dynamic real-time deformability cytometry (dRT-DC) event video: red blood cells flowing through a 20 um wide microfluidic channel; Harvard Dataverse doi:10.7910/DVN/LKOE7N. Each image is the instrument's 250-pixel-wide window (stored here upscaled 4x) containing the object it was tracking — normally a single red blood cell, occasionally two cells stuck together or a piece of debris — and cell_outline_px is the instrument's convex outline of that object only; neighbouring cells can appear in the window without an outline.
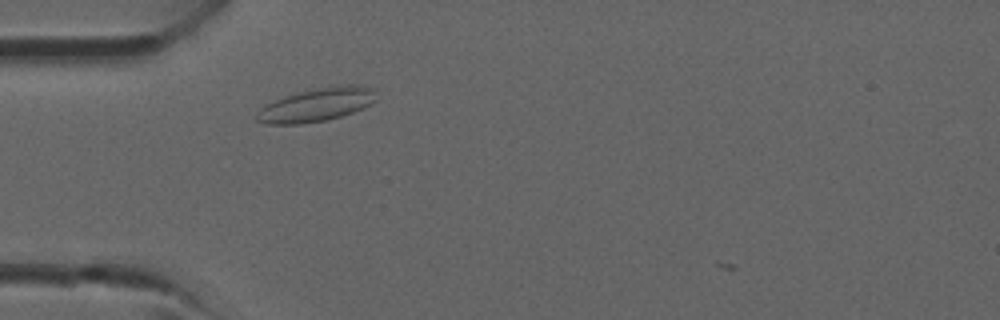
{"species": "common noctule bat (a hibernating species)", "species_latin": "Nyctalus noctula", "temperature_condition": "room temperature", "stored_images_in_passage": 3, "camera_frame_rate_fps": 3000, "um_per_image_px": 0.085, "animal": {"sex": "male", "forearm_length_mm": 52.5}, "frame": {"image": 1, "passage_image": 2, "time_ms": 0.333, "image_size_px": [1000, 320], "cell_outline_px": [[376, 100], [352, 112], [328, 120], [300, 124], [268, 124], [256, 120], [256, 112], [264, 104], [284, 96], [296, 92], [312, 88], [348, 84], [356, 84], [376, 88]], "centroid_in_image_um": [26.89, 8.88], "position_along_channel_um": 58.1, "area_um2": 23.52}}